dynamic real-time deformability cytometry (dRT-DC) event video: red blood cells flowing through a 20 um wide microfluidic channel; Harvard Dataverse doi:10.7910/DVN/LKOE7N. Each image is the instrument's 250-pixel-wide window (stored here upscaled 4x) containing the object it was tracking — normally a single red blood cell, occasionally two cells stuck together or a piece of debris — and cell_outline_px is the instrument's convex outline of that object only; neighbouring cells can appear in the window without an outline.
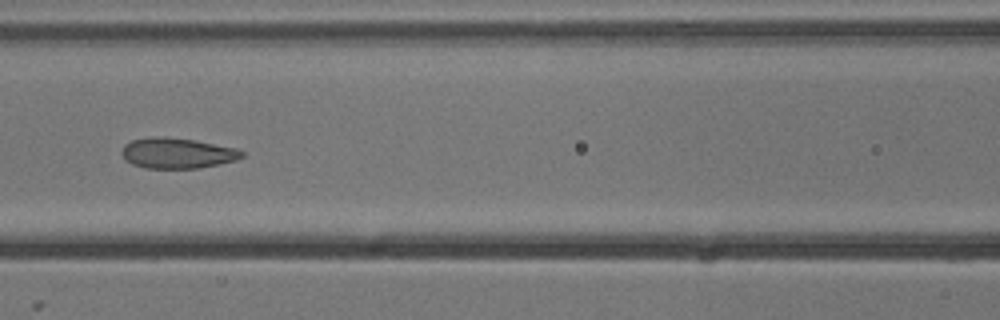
{"species": "common noctule bat (a hibernating species)", "species_latin": "Nyctalus noctula", "temperature_condition": "cold", "stored_images_in_passage": 7, "camera_frame_rate_fps": 3000, "um_per_image_px": 0.085, "animal": {"sex": "male", "body_mass_g": 13.3}, "frame": {"image": 1, "passage_image": 7, "time_ms": 2.0, "image_size_px": [1000, 320], "cell_outline_px": [[244, 156], [236, 160], [220, 164], [200, 168], [144, 168], [132, 164], [124, 160], [120, 152], [124, 144], [132, 140], [152, 136], [164, 136], [192, 140], [236, 148], [244, 152]], "centroid_in_image_um": [15.02, 13.02], "position_along_channel_um": 151.6, "area_um2": 21.5}}